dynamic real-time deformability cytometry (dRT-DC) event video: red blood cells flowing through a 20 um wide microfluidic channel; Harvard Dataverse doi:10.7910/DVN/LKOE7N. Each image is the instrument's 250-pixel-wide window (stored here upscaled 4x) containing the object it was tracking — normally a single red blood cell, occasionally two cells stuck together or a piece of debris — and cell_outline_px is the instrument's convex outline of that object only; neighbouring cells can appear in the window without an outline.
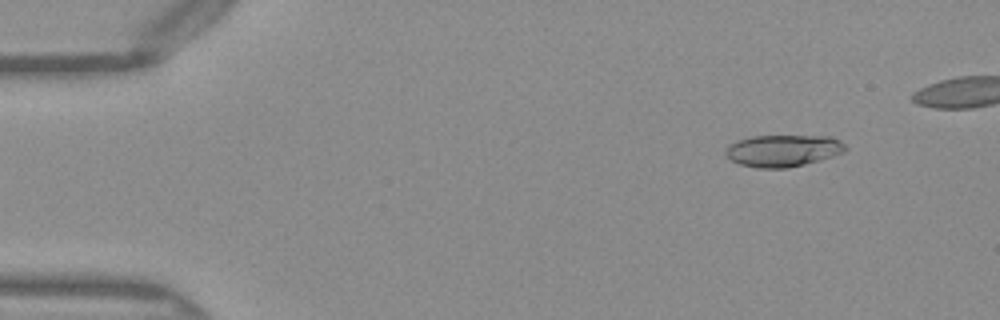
{"species": "Egyptian fruit bat (a non-hibernating species)", "species_latin": "Rousettus aegyptiacus", "temperature_condition": "warm", "stored_images_in_passage": 46, "camera_frame_rate_fps": 3000, "um_per_image_px": 0.085, "frame": {"image": 1, "passage_image": 6, "time_ms": 1.667, "image_size_px": [1000, 320], "cell_outline_px": [[848, 148], [844, 152], [820, 160], [788, 168], [756, 168], [740, 164], [732, 160], [724, 152], [732, 144], [740, 140], [752, 136], [832, 136], [840, 140]], "centroid_in_image_um": [66.61, 12.8], "position_along_channel_um": 18.4, "area_um2": 22.08}}
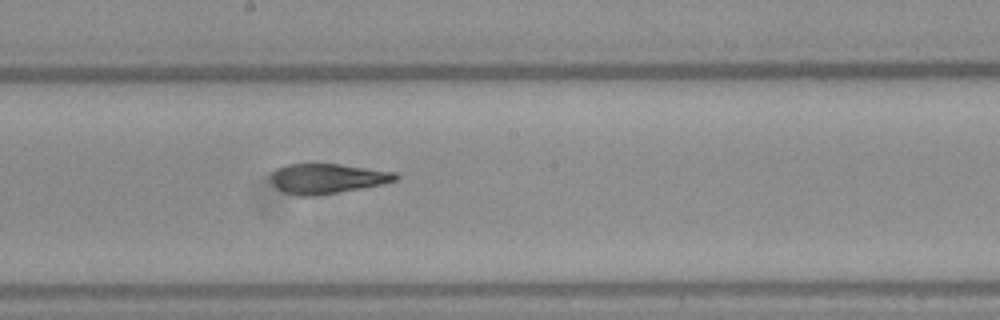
{"frame": {"image": 2, "passage_image": 28, "time_ms": 9.0, "image_size_px": [1000, 320], "cell_outline_px": [[400, 176], [396, 180], [384, 184], [316, 196], [296, 196], [284, 192], [276, 188], [272, 180], [272, 172], [276, 168], [288, 164], [340, 164], [396, 172]], "centroid_in_image_um": [27.83, 15.18], "position_along_channel_um": 220.4, "area_um2": 21.79}}
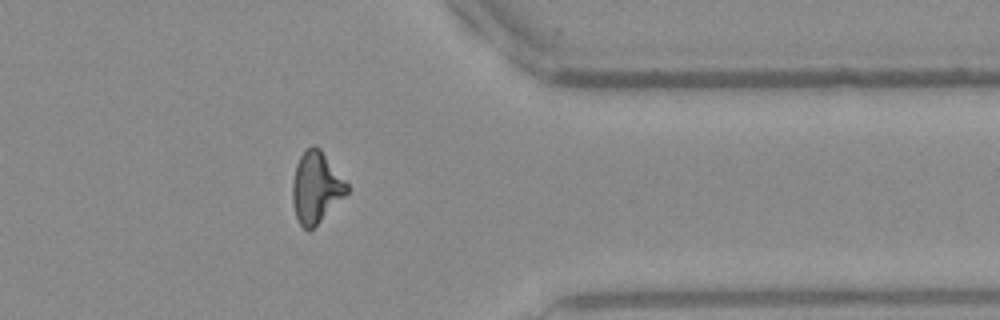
{"frame": {"image": 3, "passage_image": 41, "time_ms": 13.333, "image_size_px": [1000, 320], "cell_outline_px": [[348, 192], [308, 232], [300, 224], [296, 216], [292, 204], [292, 184], [296, 164], [300, 156], [312, 144], [316, 144], [320, 148], [348, 184]], "centroid_in_image_um": [26.84, 15.9], "position_along_channel_um": 384.6, "area_um2": 22.25}}